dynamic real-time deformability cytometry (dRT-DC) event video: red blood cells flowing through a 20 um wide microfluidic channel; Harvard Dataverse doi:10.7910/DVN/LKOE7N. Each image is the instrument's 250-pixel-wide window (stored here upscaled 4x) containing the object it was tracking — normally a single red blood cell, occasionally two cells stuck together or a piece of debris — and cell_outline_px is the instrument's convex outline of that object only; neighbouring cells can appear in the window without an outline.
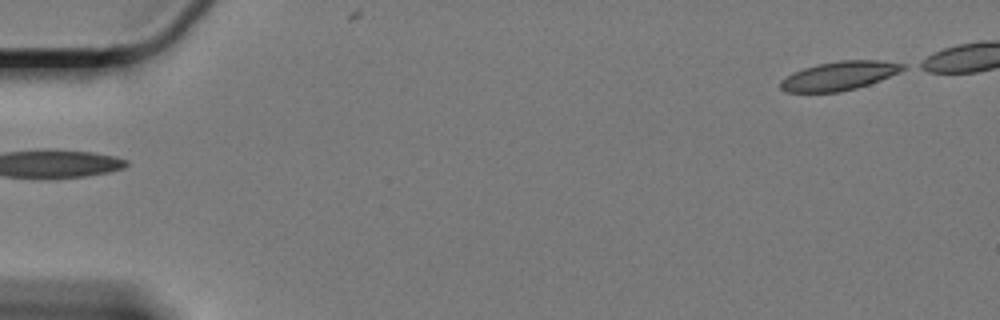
{"species": "Egyptian fruit bat (a non-hibernating species)", "species_latin": "Rousettus aegyptiacus", "temperature_condition": "cold", "stored_images_in_passage": 11, "camera_frame_rate_fps": 3000, "um_per_image_px": 0.085, "animal": {"sex": "female"}, "frame": {"image": 1, "passage_image": 1, "time_ms": 0.0, "image_size_px": [1000, 320], "cell_outline_px": [[908, 68], [900, 72], [880, 80], [856, 88], [840, 92], [784, 92], [780, 88], [780, 80], [792, 72], [816, 64], [840, 60], [880, 60], [908, 64]], "centroid_in_image_um": [71.35, 6.43], "position_along_channel_um": 13.6, "area_um2": 20.81}}